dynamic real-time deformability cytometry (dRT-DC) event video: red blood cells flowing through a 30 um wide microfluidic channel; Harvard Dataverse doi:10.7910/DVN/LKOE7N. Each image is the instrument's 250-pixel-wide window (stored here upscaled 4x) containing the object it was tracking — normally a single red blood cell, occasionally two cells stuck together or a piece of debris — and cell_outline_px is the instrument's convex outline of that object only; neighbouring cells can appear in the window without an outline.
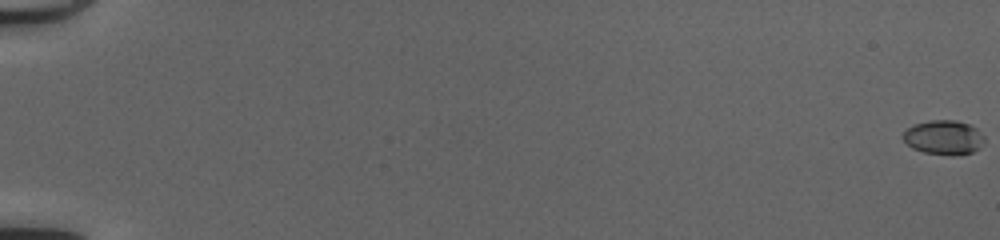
{"species": "common noctule bat (a hibernating species)", "species_latin": "Nyctalus noctula", "temperature_condition": "cold", "stored_images_in_passage": 53, "camera_frame_rate_fps": 3000, "um_per_image_px": 0.085, "animal": {"sex": "female", "body_mass_g": 20.0, "forearm_length_mm": 54.0}, "frame": {"image": 1, "passage_image": 1, "time_ms": 0.0, "image_size_px": [1000, 240], "cell_outline_px": [[984, 140], [980, 148], [972, 152], [952, 156], [924, 152], [912, 148], [904, 140], [904, 132], [912, 124], [928, 120], [956, 120], [972, 124], [984, 136]], "centroid_in_image_um": [80.24, 11.67], "position_along_channel_um": 4.8, "area_um2": 16.42}}
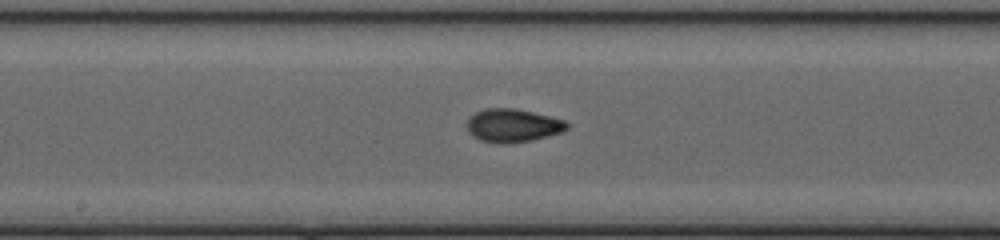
{"frame": {"image": 2, "passage_image": 31, "time_ms": 10.0, "image_size_px": [1000, 240], "cell_outline_px": [[568, 128], [564, 132], [532, 140], [504, 144], [500, 144], [480, 140], [472, 136], [468, 132], [464, 124], [468, 116], [484, 108], [516, 108], [564, 120], [568, 124]], "centroid_in_image_um": [43.52, 10.67], "position_along_channel_um": 204.7, "area_um2": 19.71}}
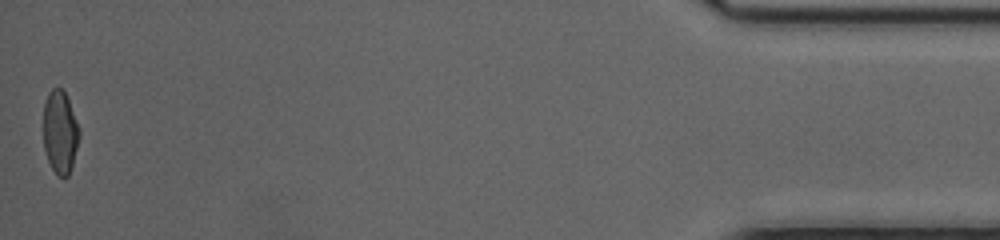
{"frame": {"image": 3, "passage_image": 53, "time_ms": 17.333, "image_size_px": [1000, 240], "cell_outline_px": [[80, 136], [72, 164], [68, 176], [64, 180], [56, 176], [48, 160], [44, 148], [44, 104], [48, 92], [52, 88], [60, 88], [64, 92], [68, 100], [80, 128]], "centroid_in_image_um": [5.11, 11.27], "position_along_channel_um": 430.1, "area_um2": 17.4}, "authors_computed_cell_mechanics": {"area_um2": 17.8024, "velocity_mm_per_s": 4.1943, "shape_relaxation_time_tau1_ms": 5.9918, "shape_relaxation_time_tau2_ms": 1.0847, "deformation_change_tau1": 0.207, "deformation_change_tau2": 0.0555}}